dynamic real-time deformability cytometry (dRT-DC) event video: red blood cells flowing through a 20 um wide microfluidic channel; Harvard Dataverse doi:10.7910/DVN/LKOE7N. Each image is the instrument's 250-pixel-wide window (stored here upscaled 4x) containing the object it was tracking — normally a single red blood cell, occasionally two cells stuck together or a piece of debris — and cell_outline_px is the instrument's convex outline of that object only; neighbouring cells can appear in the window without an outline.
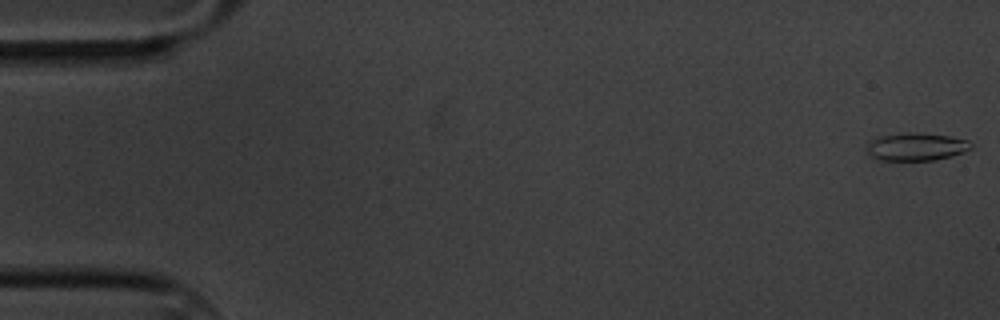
{"species": "common noctule bat (a hibernating species)", "species_latin": "Nyctalus noctula", "temperature_condition": "cold", "stored_images_in_passage": 17, "camera_frame_rate_fps": 3000, "um_per_image_px": 0.085, "animal": {"sex": "male", "body_mass_g": 20.1, "forearm_length_mm": 53.5}, "frame": {"image": 1, "passage_image": 1, "time_ms": 0.0, "image_size_px": [1000, 320], "cell_outline_px": [[972, 148], [964, 152], [952, 156], [936, 160], [880, 160], [868, 156], [868, 144], [876, 136], [900, 132], [920, 132], [948, 136], [968, 140], [972, 144]], "centroid_in_image_um": [77.87, 12.46], "position_along_channel_um": 7.1, "area_um2": 17.17}}
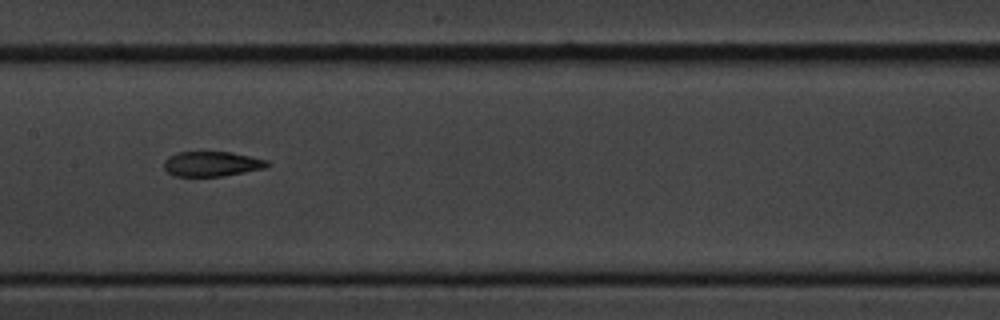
{"frame": {"image": 2, "passage_image": 9, "time_ms": 9.333, "image_size_px": [1000, 320], "cell_outline_px": [[268, 164], [264, 168], [220, 176], [172, 176], [164, 168], [164, 160], [168, 156], [180, 152], [232, 152], [268, 160]], "centroid_in_image_um": [17.96, 13.92], "position_along_channel_um": 189.4, "area_um2": 14.85}}
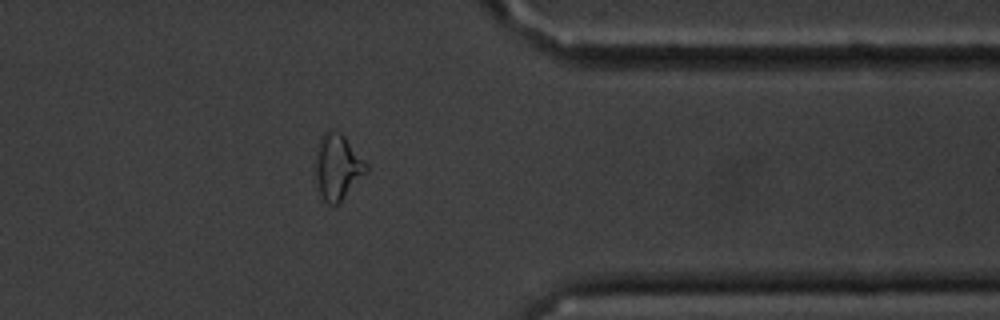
{"frame": {"image": 3, "passage_image": 14, "time_ms": 15.333, "image_size_px": [1000, 320], "cell_outline_px": [[368, 172], [336, 204], [328, 204], [320, 196], [316, 188], [316, 148], [320, 136], [328, 128], [340, 132], [344, 136], [368, 164]], "centroid_in_image_um": [28.67, 14.15], "position_along_channel_um": 382.7, "area_um2": 19.48}, "authors_computed_cell_mechanics": {"area_um2": 15.9528, "velocity_mm_per_s": 3.4089, "shape_relaxation_time_tau1_ms": 10.9378, "shape_relaxation_time_tau2_ms": 2.7931, "deformation_change_tau1": 0.2457, "deformation_change_tau2": 0.103}}